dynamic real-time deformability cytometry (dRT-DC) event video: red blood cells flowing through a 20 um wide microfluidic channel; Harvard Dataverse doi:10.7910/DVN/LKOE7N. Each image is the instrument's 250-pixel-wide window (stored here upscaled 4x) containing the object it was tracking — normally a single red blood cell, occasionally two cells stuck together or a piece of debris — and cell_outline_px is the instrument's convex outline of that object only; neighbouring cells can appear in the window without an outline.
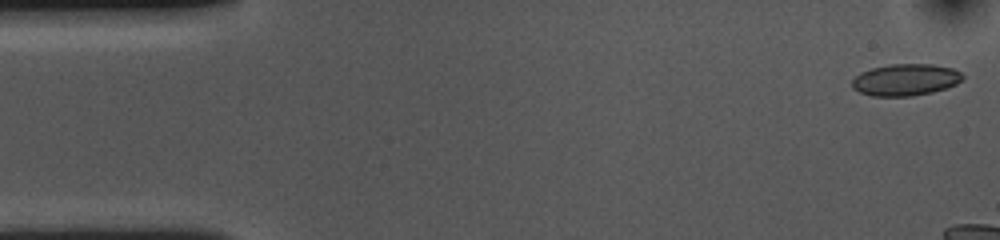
{"species": "common noctule bat (a hibernating species)", "species_latin": "Nyctalus noctula", "temperature_condition": "cold", "stored_images_in_passage": 9, "camera_frame_rate_fps": 3000, "um_per_image_px": 0.085, "animal": {"sex": "female", "body_mass_g": 10.0, "forearm_length_mm": 53.1}, "frame": {"image": 1, "passage_image": 1, "time_ms": 0.0, "image_size_px": [1000, 240], "cell_outline_px": [[964, 76], [956, 84], [932, 92], [912, 96], [872, 96], [860, 92], [852, 88], [852, 80], [860, 72], [872, 68], [888, 64], [932, 64], [952, 68], [960, 72]], "centroid_in_image_um": [76.94, 6.78], "position_along_channel_um": 8.1, "area_um2": 20.4}}